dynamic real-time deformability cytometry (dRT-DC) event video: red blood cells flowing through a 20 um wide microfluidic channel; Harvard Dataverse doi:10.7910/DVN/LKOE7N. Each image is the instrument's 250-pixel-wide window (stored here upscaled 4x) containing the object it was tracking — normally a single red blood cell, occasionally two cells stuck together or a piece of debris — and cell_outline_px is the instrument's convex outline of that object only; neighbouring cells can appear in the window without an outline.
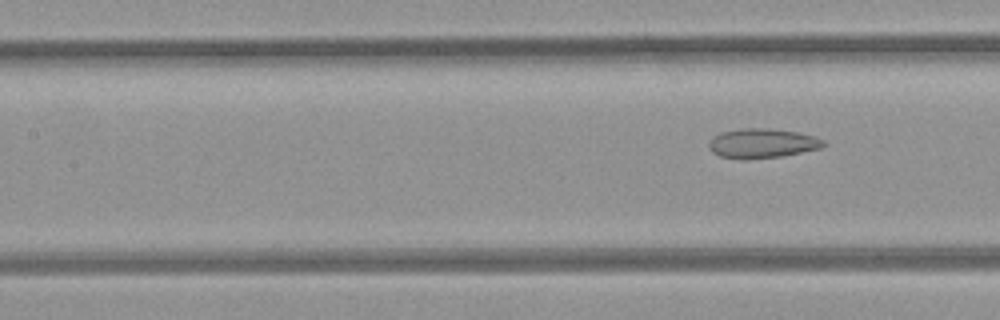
{"species": "common noctule bat (a hibernating species)", "species_latin": "Nyctalus noctula", "temperature_condition": "room temperature", "stored_images_in_passage": 5, "segment_of_instrument_passage": [2, 2], "camera_frame_rate_fps": 3000, "um_per_image_px": 0.085, "animal": {"sex": "female", "body_mass_g": 21.9}, "frame": {"image": 1, "passage_image": 5, "time_ms": 1.333, "image_size_px": [1000, 320], "cell_outline_px": [[828, 144], [820, 148], [784, 156], [744, 160], [720, 156], [712, 152], [708, 148], [708, 140], [712, 136], [720, 132], [744, 128], [768, 128], [796, 132], [816, 136], [824, 140]], "centroid_in_image_um": [64.77, 12.19], "position_along_channel_um": 142.6, "area_um2": 20.06}}